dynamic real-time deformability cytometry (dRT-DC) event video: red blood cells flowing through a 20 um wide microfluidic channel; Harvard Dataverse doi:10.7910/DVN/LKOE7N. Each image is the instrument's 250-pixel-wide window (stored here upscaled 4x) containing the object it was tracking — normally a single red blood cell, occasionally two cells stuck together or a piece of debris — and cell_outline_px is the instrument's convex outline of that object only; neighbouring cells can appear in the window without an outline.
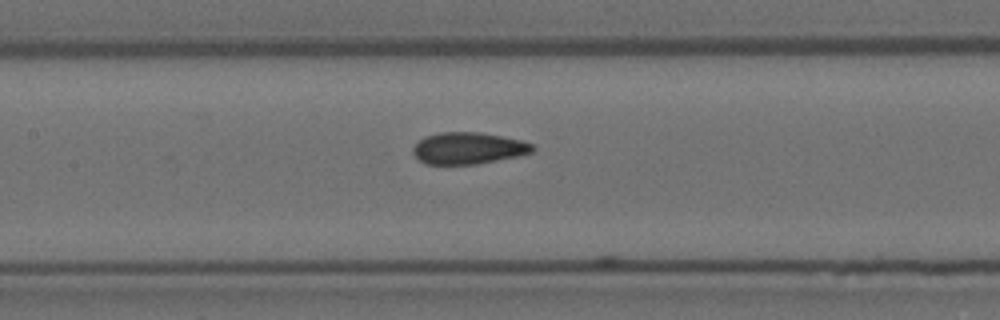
{"species": "Egyptian fruit bat (a non-hibernating species)", "species_latin": "Rousettus aegyptiacus", "temperature_condition": "room temperature", "stored_images_in_passage": 26, "camera_frame_rate_fps": 3000, "um_per_image_px": 0.085, "animal": {"sex": "female"}, "frame": {"image": 1, "passage_image": 25, "time_ms": 8.0, "image_size_px": [1000, 320], "cell_outline_px": [[536, 148], [532, 152], [516, 156], [476, 164], [424, 164], [412, 152], [412, 148], [424, 136], [440, 132], [480, 132], [520, 140], [532, 144]], "centroid_in_image_um": [39.77, 12.59], "position_along_channel_um": 167.6, "area_um2": 21.91}}